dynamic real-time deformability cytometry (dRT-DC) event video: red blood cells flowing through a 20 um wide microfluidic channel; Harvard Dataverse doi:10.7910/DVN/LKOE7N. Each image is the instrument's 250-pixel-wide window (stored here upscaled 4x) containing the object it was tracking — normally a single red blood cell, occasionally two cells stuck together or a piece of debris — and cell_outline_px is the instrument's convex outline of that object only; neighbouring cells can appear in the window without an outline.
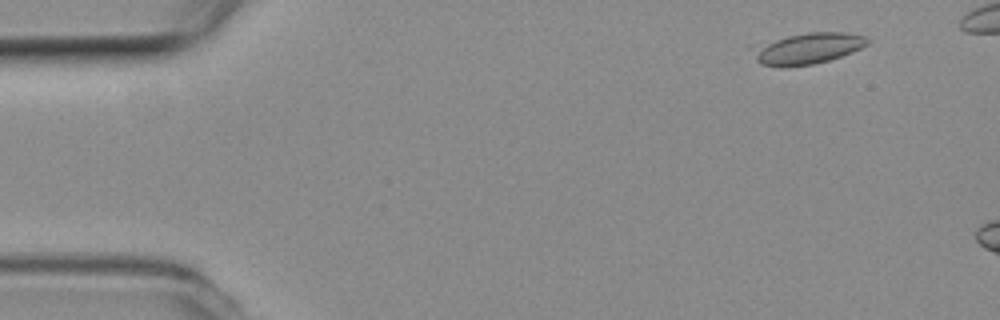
{"species": "common noctule bat (a hibernating species)", "species_latin": "Nyctalus noctula", "temperature_condition": "room temperature", "stored_images_in_passage": 10, "camera_frame_rate_fps": 3000, "um_per_image_px": 0.085, "animal": {"sex": "female", "body_mass_g": 19.3, "forearm_length_mm": 54.1}, "frame": {"image": 1, "passage_image": 4, "time_ms": 1.0, "image_size_px": [1000, 320], "cell_outline_px": [[868, 44], [852, 52], [828, 60], [812, 64], [784, 68], [760, 64], [756, 60], [756, 52], [760, 48], [776, 40], [788, 36], [808, 32], [844, 32], [864, 36], [868, 40]], "centroid_in_image_um": [68.76, 4.13], "position_along_channel_um": 16.2, "area_um2": 19.94}}